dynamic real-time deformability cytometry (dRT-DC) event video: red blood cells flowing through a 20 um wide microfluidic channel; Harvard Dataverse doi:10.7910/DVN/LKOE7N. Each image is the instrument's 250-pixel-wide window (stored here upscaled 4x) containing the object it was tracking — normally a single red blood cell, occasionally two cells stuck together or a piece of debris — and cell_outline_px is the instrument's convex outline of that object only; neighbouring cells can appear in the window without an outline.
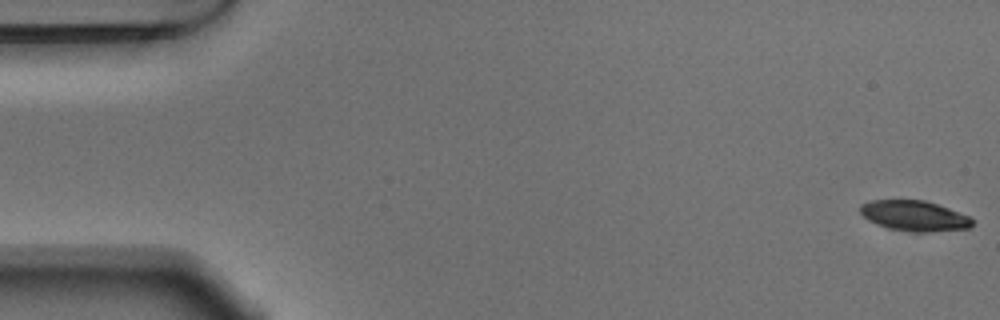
{"species": "Egyptian fruit bat (a non-hibernating species)", "species_latin": "Rousettus aegyptiacus", "temperature_condition": "warm", "stored_images_in_passage": 13, "camera_frame_rate_fps": 3000, "um_per_image_px": 0.085, "animal": {"sex": "male"}, "frame": {"image": 1, "passage_image": 1, "time_ms": 0.0, "image_size_px": [1000, 320], "cell_outline_px": [[972, 224], [968, 228], [928, 232], [912, 232], [888, 228], [876, 224], [868, 220], [860, 212], [860, 204], [868, 200], [924, 200], [948, 208], [968, 216], [972, 220]], "centroid_in_image_um": [77.66, 18.34], "position_along_channel_um": 7.3, "area_um2": 19.71}}